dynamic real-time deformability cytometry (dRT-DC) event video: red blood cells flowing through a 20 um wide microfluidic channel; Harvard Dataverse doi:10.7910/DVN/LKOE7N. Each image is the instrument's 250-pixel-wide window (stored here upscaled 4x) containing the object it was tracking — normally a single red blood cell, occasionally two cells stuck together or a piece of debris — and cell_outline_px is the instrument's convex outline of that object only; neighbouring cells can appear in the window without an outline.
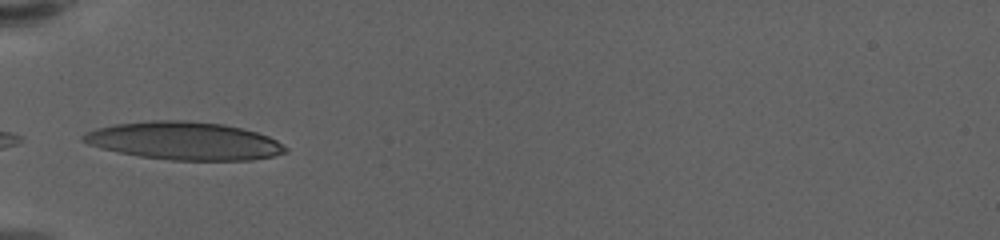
{"species": "human", "species_latin": "Homo sapiens", "temperature_condition": "warm", "stored_images_in_passage": 5, "camera_frame_rate_fps": 3000, "um_per_image_px": 0.085, "donor": {"sex": "female"}, "frame": {"image": 1, "passage_image": 1, "time_ms": 0.0, "image_size_px": [1000, 240], "cell_outline_px": [[288, 152], [272, 156], [252, 160], [172, 160], [140, 156], [100, 148], [88, 144], [80, 140], [80, 136], [96, 128], [116, 124], [152, 120], [188, 120], [224, 124], [256, 132], [268, 136], [276, 140], [288, 148]], "centroid_in_image_um": [15.66, 11.97], "position_along_channel_um": 69.3, "area_um2": 44.62}}